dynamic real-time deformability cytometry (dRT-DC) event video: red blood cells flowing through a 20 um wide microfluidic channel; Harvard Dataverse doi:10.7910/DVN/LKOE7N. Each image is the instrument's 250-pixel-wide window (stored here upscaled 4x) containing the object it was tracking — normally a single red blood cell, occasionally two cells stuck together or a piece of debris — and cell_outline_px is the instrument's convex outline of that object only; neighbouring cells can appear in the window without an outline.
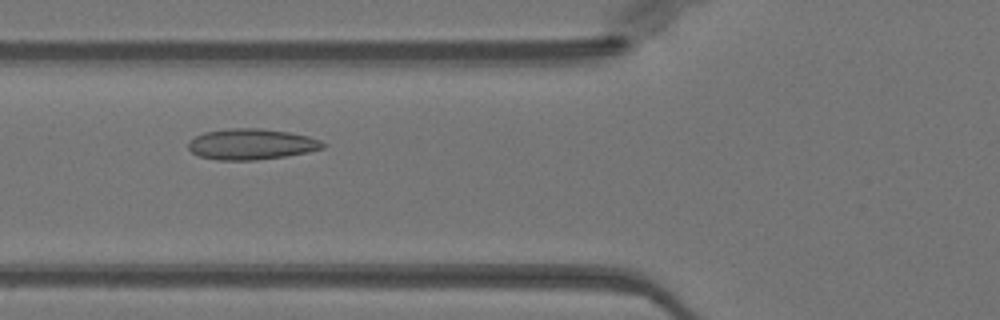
{"species": "Egyptian fruit bat (a non-hibernating species)", "species_latin": "Rousettus aegyptiacus", "temperature_condition": "warm", "stored_images_in_passage": 45, "camera_frame_rate_fps": 3000, "um_per_image_px": 0.085, "animal": {"sex": "female"}, "frame": {"image": 1, "passage_image": 14, "time_ms": 4.333, "image_size_px": [1000, 320], "cell_outline_px": [[328, 144], [324, 148], [308, 152], [284, 156], [256, 160], [216, 160], [196, 156], [188, 148], [188, 140], [204, 132], [228, 128], [260, 128], [288, 132], [308, 136], [320, 140]], "centroid_in_image_um": [21.34, 12.26], "position_along_channel_um": 104.5, "area_um2": 24.39}}
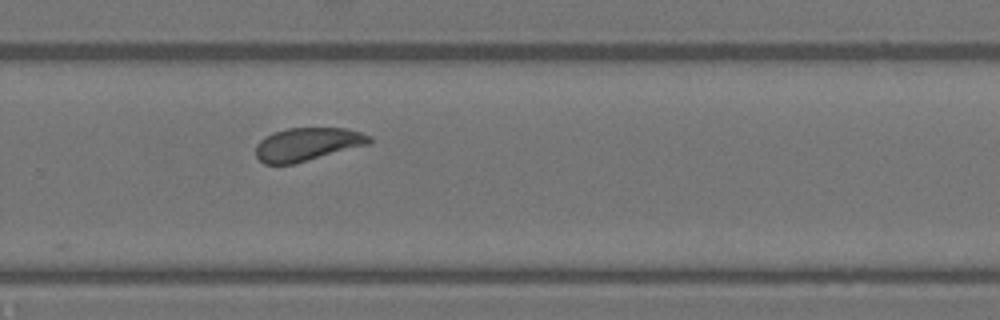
{"frame": {"image": 2, "passage_image": 29, "time_ms": 9.333, "image_size_px": [1000, 320], "cell_outline_px": [[372, 144], [296, 164], [264, 164], [256, 156], [256, 144], [264, 136], [272, 132], [288, 128], [344, 128], [360, 132], [372, 136]], "centroid_in_image_um": [26.16, 12.27], "position_along_channel_um": 303.6, "area_um2": 22.43}}
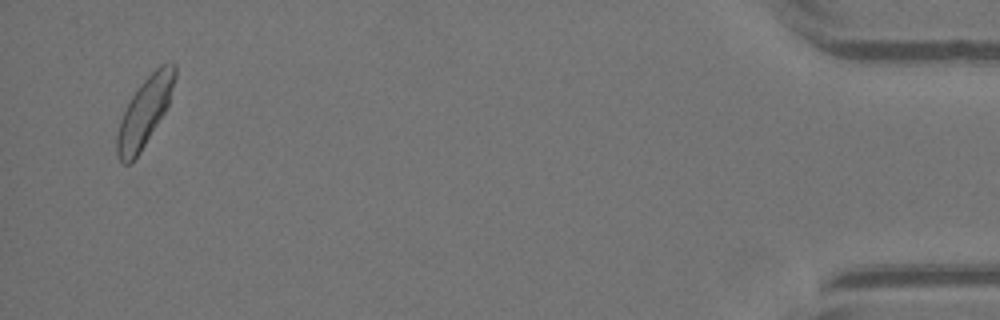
{"frame": {"image": 3, "passage_image": 44, "time_ms": 14.333, "image_size_px": [1000, 320], "cell_outline_px": [[176, 76], [168, 104], [164, 112], [140, 152], [132, 164], [124, 164], [116, 156], [116, 136], [120, 120], [132, 96], [140, 84], [160, 64], [172, 60], [176, 64]], "centroid_in_image_um": [12.29, 9.51], "position_along_channel_um": 422.9, "area_um2": 22.95}, "authors_computed_cell_mechanics": {"area_um2": 22.7154, "velocity_mm_per_s": 3.9886, "shape_relaxation_time_tau1_ms": 4.0911, "shape_relaxation_time_tau2_ms": 0.857, "deformation_change_tau1": 0.0897, "deformation_change_tau2": 0.0708}}